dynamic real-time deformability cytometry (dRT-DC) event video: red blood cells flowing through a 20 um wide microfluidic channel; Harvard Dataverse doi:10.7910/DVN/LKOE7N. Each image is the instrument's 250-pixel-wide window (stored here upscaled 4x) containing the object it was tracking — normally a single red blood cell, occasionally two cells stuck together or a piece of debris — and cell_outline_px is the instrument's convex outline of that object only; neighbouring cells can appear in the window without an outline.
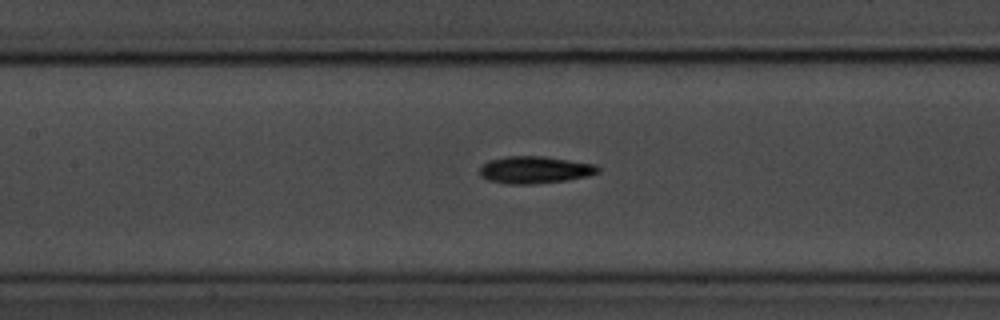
{"species": "common noctule bat (a hibernating species)", "species_latin": "Nyctalus noctula", "temperature_condition": "room temperature", "stored_images_in_passage": 57, "camera_frame_rate_fps": 3000, "um_per_image_px": 0.085, "animal": {"sex": "male", "body_mass_g": 20.1, "forearm_length_mm": 53.5}, "frame": {"image": 1, "passage_image": 25, "time_ms": 8.0, "image_size_px": [1000, 320], "cell_outline_px": [[600, 172], [588, 176], [568, 180], [532, 184], [508, 184], [488, 180], [480, 176], [480, 168], [488, 160], [508, 156], [544, 156], [596, 164], [600, 168]], "centroid_in_image_um": [45.48, 14.43], "position_along_channel_um": 161.9, "area_um2": 18.84}, "authors_computed_cell_mechanics": {"area_um2": 17.5712, "velocity_mm_per_s": 3.5632, "shape_relaxation_time_tau1_ms": 3.7537, "shape_relaxation_time_tau2_ms": 6.5001, "deformation_change_tau1": 0.1367, "deformation_change_tau2": 0.1546}}